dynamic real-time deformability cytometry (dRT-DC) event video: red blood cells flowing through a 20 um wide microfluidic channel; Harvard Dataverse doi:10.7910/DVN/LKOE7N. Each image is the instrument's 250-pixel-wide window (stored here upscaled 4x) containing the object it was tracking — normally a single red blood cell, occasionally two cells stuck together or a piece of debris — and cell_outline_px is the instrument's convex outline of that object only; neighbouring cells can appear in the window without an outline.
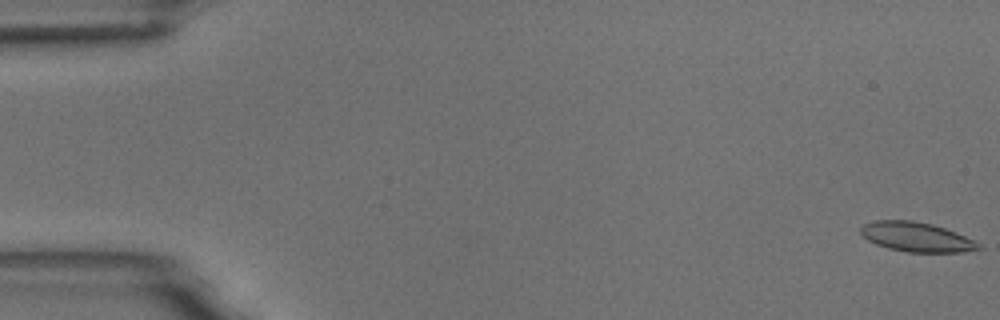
{"species": "common noctule bat (a hibernating species)", "species_latin": "Nyctalus noctula", "temperature_condition": "room temperature", "stored_images_in_passage": 11, "camera_frame_rate_fps": 3000, "um_per_image_px": 0.085, "animal": {"sex": "male", "body_mass_g": 18.8}, "frame": {"image": 1, "passage_image": 1, "time_ms": 0.0, "image_size_px": [1000, 320], "cell_outline_px": [[984, 248], [964, 252], [908, 252], [888, 248], [876, 244], [868, 240], [860, 232], [860, 228], [864, 224], [876, 220], [912, 220], [932, 224], [956, 232], [980, 244]], "centroid_in_image_um": [77.9, 20.14], "position_along_channel_um": 7.1, "area_um2": 20.17}}
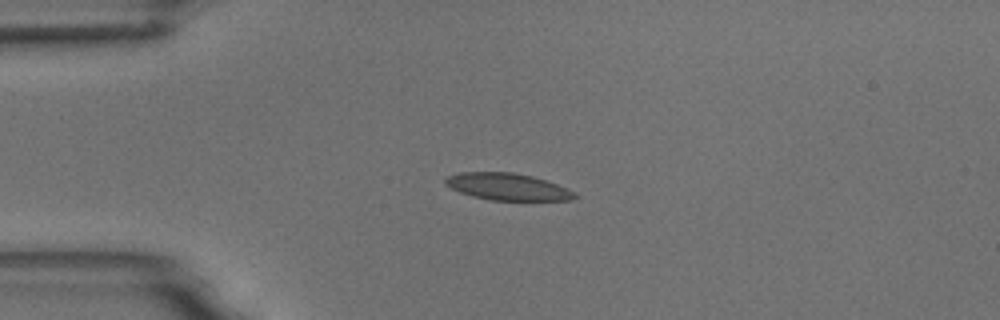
{"frame": {"image": 2, "passage_image": 4, "time_ms": 4.333, "image_size_px": [1000, 320], "cell_outline_px": [[580, 196], [572, 200], [488, 200], [472, 196], [460, 192], [444, 184], [444, 180], [448, 176], [460, 172], [512, 172], [532, 176], [568, 188]], "centroid_in_image_um": [43.15, 15.87], "position_along_channel_um": 41.9, "area_um2": 20.29}}
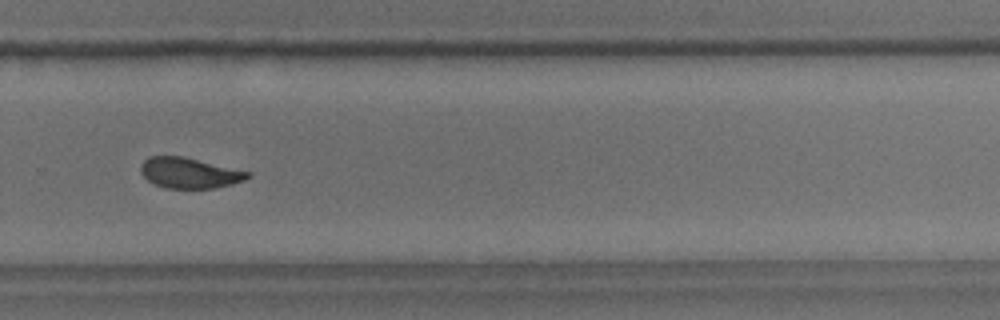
{"frame": {"image": 3, "passage_image": 11, "time_ms": 12.333, "image_size_px": [1000, 320], "cell_outline_px": [[252, 176], [244, 180], [232, 184], [216, 188], [164, 188], [152, 184], [140, 172], [140, 164], [148, 156], [184, 156], [252, 172]], "centroid_in_image_um": [16.1, 14.69], "position_along_channel_um": 313.7, "area_um2": 19.36}}